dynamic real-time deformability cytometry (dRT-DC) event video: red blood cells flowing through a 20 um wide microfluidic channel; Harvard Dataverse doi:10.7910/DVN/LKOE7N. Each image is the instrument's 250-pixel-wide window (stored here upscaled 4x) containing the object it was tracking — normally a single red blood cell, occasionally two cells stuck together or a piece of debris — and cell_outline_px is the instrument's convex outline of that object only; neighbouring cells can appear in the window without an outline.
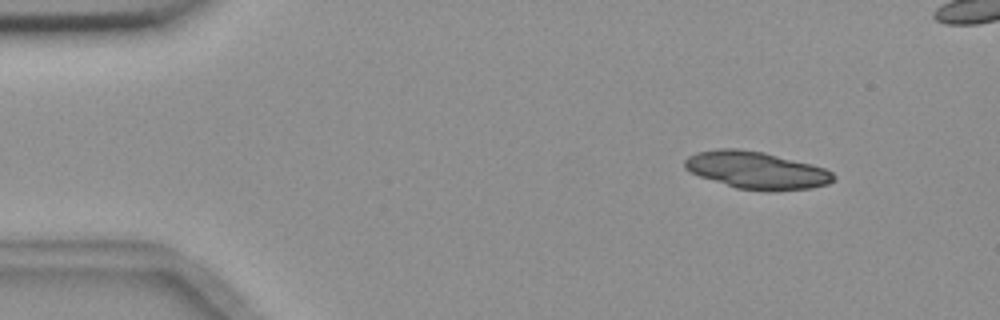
{"species": "common noctule bat (a hibernating species)", "species_latin": "Nyctalus noctula", "temperature_condition": "room temperature", "stored_images_in_passage": 10, "segment_of_instrument_passage": [1, 2], "camera_frame_rate_fps": 3000, "um_per_image_px": 0.085, "animal": {"sex": "female", "body_mass_g": 18.4}, "frame": {"image": 1, "passage_image": 2, "time_ms": 2.0, "image_size_px": [1000, 320], "cell_outline_px": [[836, 176], [828, 184], [812, 188], [772, 192], [768, 192], [736, 188], [700, 176], [684, 168], [684, 160], [688, 156], [696, 152], [716, 148], [736, 148], [764, 152], [812, 164], [824, 168], [832, 172]], "centroid_in_image_um": [64.3, 14.47], "position_along_channel_um": 20.7, "area_um2": 32.6}}
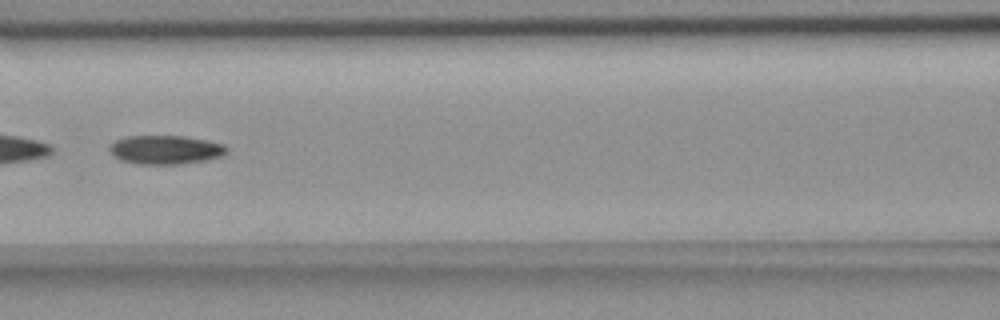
{"frame": {"image": 2, "passage_image": 7, "time_ms": 8.0, "image_size_px": [1000, 320], "cell_outline_px": [[228, 152], [220, 156], [204, 160], [180, 164], [136, 164], [120, 160], [112, 156], [108, 148], [116, 140], [128, 136], [184, 136], [208, 140], [224, 144], [228, 148]], "centroid_in_image_um": [14.05, 12.73], "position_along_channel_um": 152.5, "area_um2": 19.77}}
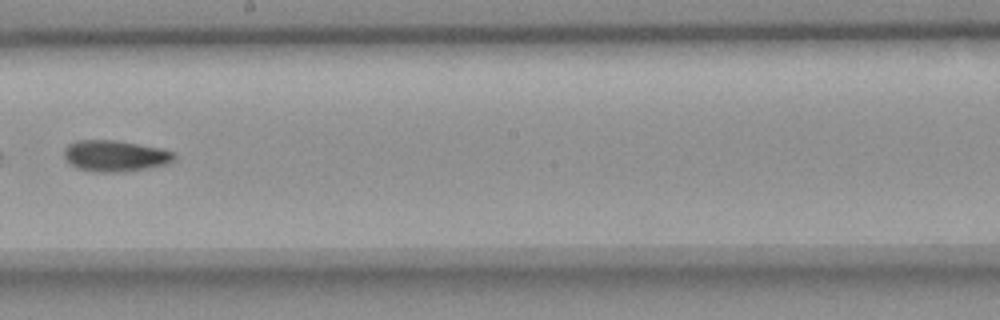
{"frame": {"image": 3, "passage_image": 9, "time_ms": 10.333, "image_size_px": [1000, 320], "cell_outline_px": [[176, 156], [172, 160], [164, 164], [148, 168], [124, 172], [92, 172], [76, 168], [64, 156], [64, 148], [68, 144], [76, 140], [116, 140], [160, 148], [172, 152]], "centroid_in_image_um": [9.74, 13.25], "position_along_channel_um": 238.5, "area_um2": 19.94}}